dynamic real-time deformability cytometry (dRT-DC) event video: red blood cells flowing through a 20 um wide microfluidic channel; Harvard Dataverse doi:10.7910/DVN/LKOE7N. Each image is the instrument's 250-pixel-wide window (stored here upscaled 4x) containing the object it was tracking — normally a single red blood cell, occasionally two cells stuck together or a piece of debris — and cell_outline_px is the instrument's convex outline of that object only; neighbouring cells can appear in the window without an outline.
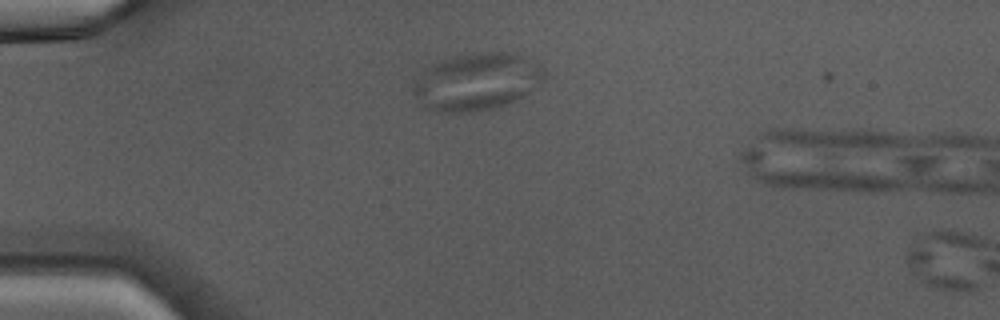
{"species": "Egyptian fruit bat (a non-hibernating species)", "species_latin": "Rousettus aegyptiacus", "temperature_condition": "warm", "stored_images_in_passage": 4, "camera_frame_rate_fps": 3000, "um_per_image_px": 0.085, "animal": {"sex": "male"}, "frame": {"image": 1, "passage_image": 1, "time_ms": 0.0, "image_size_px": [1000, 320], "cell_outline_px": [[548, 72], [544, 80], [536, 88], [516, 100], [492, 108], [468, 112], [440, 112], [420, 108], [412, 92], [412, 88], [420, 76], [428, 68], [436, 64], [448, 60], [464, 56], [488, 52], [516, 52], [544, 68]], "centroid_in_image_um": [40.56, 6.98], "position_along_channel_um": 44.4, "area_um2": 43.23}}